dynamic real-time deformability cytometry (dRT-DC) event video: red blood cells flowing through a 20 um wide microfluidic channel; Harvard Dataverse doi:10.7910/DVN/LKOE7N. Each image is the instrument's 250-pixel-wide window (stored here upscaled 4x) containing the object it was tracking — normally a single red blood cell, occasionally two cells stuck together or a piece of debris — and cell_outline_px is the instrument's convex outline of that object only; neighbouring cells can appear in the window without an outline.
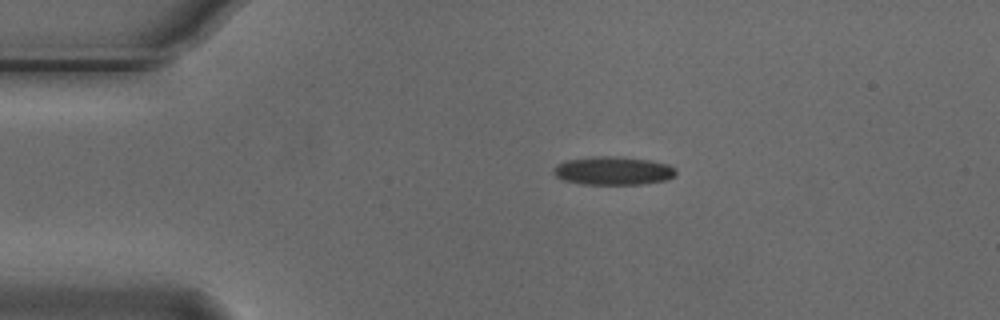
{"species": "Egyptian fruit bat (a non-hibernating species)", "species_latin": "Rousettus aegyptiacus", "temperature_condition": "cold", "stored_images_in_passage": 3, "camera_frame_rate_fps": 3000, "um_per_image_px": 0.085, "animal": {"sex": "male"}, "frame": {"image": 1, "passage_image": 3, "time_ms": 0.667, "image_size_px": [1000, 320], "cell_outline_px": [[676, 176], [668, 180], [640, 184], [580, 184], [564, 180], [556, 176], [552, 172], [552, 168], [556, 164], [564, 160], [592, 156], [616, 156], [652, 160], [668, 164], [676, 168]], "centroid_in_image_um": [52.11, 14.5], "position_along_channel_um": 32.9, "area_um2": 20.63}}